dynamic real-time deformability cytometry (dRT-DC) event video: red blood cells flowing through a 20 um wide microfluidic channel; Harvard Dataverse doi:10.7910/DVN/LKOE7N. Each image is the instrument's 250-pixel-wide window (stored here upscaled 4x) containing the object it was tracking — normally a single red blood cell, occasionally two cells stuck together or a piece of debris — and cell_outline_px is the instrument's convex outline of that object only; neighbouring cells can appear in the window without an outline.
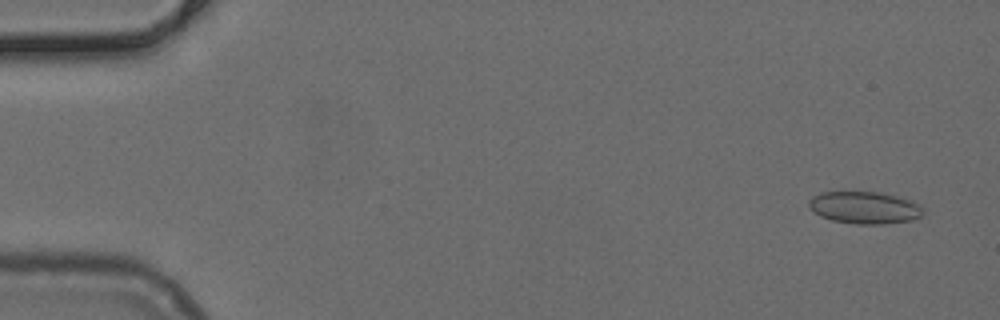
{"species": "common noctule bat (a hibernating species)", "species_latin": "Nyctalus noctula", "temperature_condition": "cold", "stored_images_in_passage": 51, "camera_frame_rate_fps": 3000, "um_per_image_px": 0.085, "animal": {"sex": "female", "body_mass_g": 24.6, "forearm_length_mm": 56.2}, "frame": {"image": 1, "passage_image": 3, "time_ms": 0.667, "image_size_px": [1000, 320], "cell_outline_px": [[924, 212], [920, 216], [912, 220], [884, 224], [856, 224], [832, 220], [820, 216], [808, 204], [808, 200], [812, 196], [820, 192], [880, 192], [912, 200], [920, 204], [924, 208]], "centroid_in_image_um": [73.52, 17.64], "position_along_channel_um": 11.5, "area_um2": 21.5}}
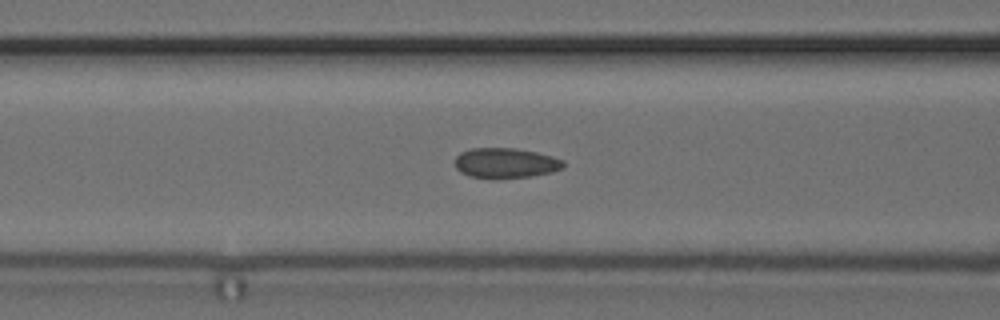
{"frame": {"image": 2, "passage_image": 21, "time_ms": 6.667, "image_size_px": [1000, 320], "cell_outline_px": [[564, 168], [552, 172], [528, 176], [468, 176], [460, 172], [456, 168], [456, 156], [460, 152], [472, 148], [516, 148], [536, 152], [552, 156], [564, 160]], "centroid_in_image_um": [42.99, 13.81], "position_along_channel_um": 123.6, "area_um2": 18.5}}
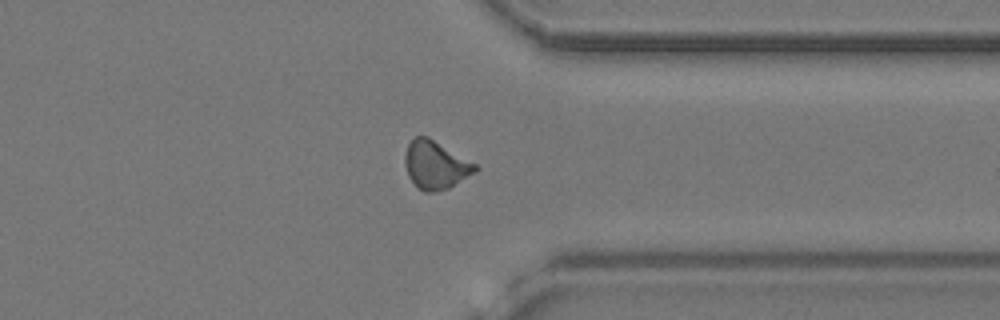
{"frame": {"image": 3, "passage_image": 40, "time_ms": 13.0, "image_size_px": [1000, 320], "cell_outline_px": [[480, 168], [476, 172], [448, 188], [436, 192], [424, 192], [408, 176], [404, 164], [404, 156], [408, 144], [416, 136], [428, 136], [476, 164]], "centroid_in_image_um": [37.02, 14.02], "position_along_channel_um": 374.4, "area_um2": 19.59}}